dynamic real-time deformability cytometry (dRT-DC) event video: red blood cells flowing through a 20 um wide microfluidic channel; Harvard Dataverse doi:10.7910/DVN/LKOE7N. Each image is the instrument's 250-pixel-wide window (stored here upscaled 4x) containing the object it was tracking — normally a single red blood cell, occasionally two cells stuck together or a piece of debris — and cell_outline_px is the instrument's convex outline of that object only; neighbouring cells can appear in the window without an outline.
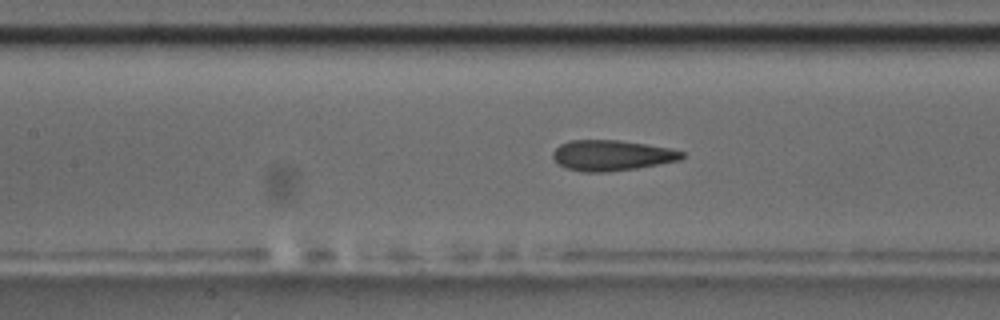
{"species": "common noctule bat (a hibernating species)", "species_latin": "Nyctalus noctula", "temperature_condition": "room temperature", "stored_images_in_passage": 55, "camera_frame_rate_fps": 3000, "um_per_image_px": 0.085, "animal": {"sex": "male", "body_mass_g": 17.5, "forearm_length_mm": 52.3}, "frame": {"image": 1, "passage_image": 24, "time_ms": 7.667, "image_size_px": [1000, 320], "cell_outline_px": [[684, 156], [680, 160], [636, 168], [604, 172], [584, 172], [564, 168], [552, 156], [552, 152], [560, 144], [572, 140], [620, 140], [648, 144], [668, 148], [684, 152]], "centroid_in_image_um": [51.98, 13.2], "position_along_channel_um": 155.4, "area_um2": 22.89}, "authors_computed_cell_mechanics": {"area_um2": 22.8888, "velocity_mm_per_s": 3.6204, "shape_relaxation_time_tau1_ms": 8.8864, "shape_relaxation_time_tau2_ms": 1.4897, "deformation_change_tau1": 0.2195, "deformation_change_tau2": 0.084}}